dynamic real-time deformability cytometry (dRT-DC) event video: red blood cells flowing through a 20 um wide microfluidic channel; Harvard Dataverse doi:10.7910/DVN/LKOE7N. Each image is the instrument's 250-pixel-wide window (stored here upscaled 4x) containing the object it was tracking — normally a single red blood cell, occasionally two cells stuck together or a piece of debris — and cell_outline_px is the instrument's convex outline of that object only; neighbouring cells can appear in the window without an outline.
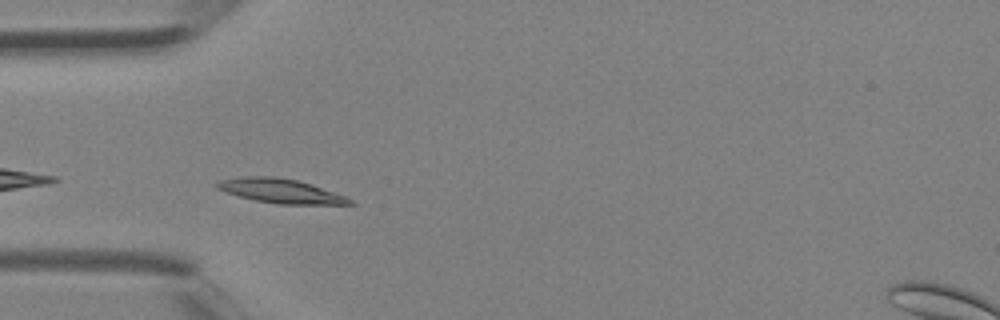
{"species": "Egyptian fruit bat (a non-hibernating species)", "species_latin": "Rousettus aegyptiacus", "temperature_condition": "room temperature", "stored_images_in_passage": 3, "camera_frame_rate_fps": 3000, "um_per_image_px": 0.085, "animal": {"sex": "female"}, "frame": {"image": 1, "passage_image": 3, "time_ms": 0.667, "image_size_px": [1000, 320], "cell_outline_px": [[356, 204], [280, 204], [256, 200], [224, 192], [216, 188], [212, 184], [220, 180], [240, 176], [276, 176], [296, 180], [312, 184], [344, 196], [352, 200]], "centroid_in_image_um": [23.79, 16.21], "position_along_channel_um": 61.2, "area_um2": 18.73}}